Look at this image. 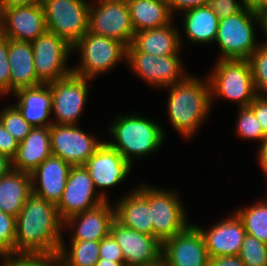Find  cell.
Instances as JSON below:
<instances>
[{"label":"cell","mask_w":267,"mask_h":266,"mask_svg":"<svg viewBox=\"0 0 267 266\" xmlns=\"http://www.w3.org/2000/svg\"><path fill=\"white\" fill-rule=\"evenodd\" d=\"M15 227L14 254L57 255L64 231L56 204L32 193Z\"/></svg>","instance_id":"obj_1"},{"label":"cell","mask_w":267,"mask_h":266,"mask_svg":"<svg viewBox=\"0 0 267 266\" xmlns=\"http://www.w3.org/2000/svg\"><path fill=\"white\" fill-rule=\"evenodd\" d=\"M202 79L189 74L183 81L164 88L169 90V121L178 134L189 140L195 137L198 128L206 122L213 107L209 80Z\"/></svg>","instance_id":"obj_2"},{"label":"cell","mask_w":267,"mask_h":266,"mask_svg":"<svg viewBox=\"0 0 267 266\" xmlns=\"http://www.w3.org/2000/svg\"><path fill=\"white\" fill-rule=\"evenodd\" d=\"M112 140L106 141L133 165V160L143 159L149 154L159 151L164 144L165 130L155 120L138 114H121L109 123ZM143 157V158H142Z\"/></svg>","instance_id":"obj_3"},{"label":"cell","mask_w":267,"mask_h":266,"mask_svg":"<svg viewBox=\"0 0 267 266\" xmlns=\"http://www.w3.org/2000/svg\"><path fill=\"white\" fill-rule=\"evenodd\" d=\"M255 24L261 27V17L251 7L220 20L215 39L221 51L217 60H247L262 43L257 40Z\"/></svg>","instance_id":"obj_4"},{"label":"cell","mask_w":267,"mask_h":266,"mask_svg":"<svg viewBox=\"0 0 267 266\" xmlns=\"http://www.w3.org/2000/svg\"><path fill=\"white\" fill-rule=\"evenodd\" d=\"M215 62L210 74L206 76L210 84L211 104L220 98L236 102L238 107H248L257 97L248 60Z\"/></svg>","instance_id":"obj_5"},{"label":"cell","mask_w":267,"mask_h":266,"mask_svg":"<svg viewBox=\"0 0 267 266\" xmlns=\"http://www.w3.org/2000/svg\"><path fill=\"white\" fill-rule=\"evenodd\" d=\"M73 51L80 53V61L78 66L72 67V73L90 80L110 72L119 62L127 61L125 44L89 31L72 46Z\"/></svg>","instance_id":"obj_6"},{"label":"cell","mask_w":267,"mask_h":266,"mask_svg":"<svg viewBox=\"0 0 267 266\" xmlns=\"http://www.w3.org/2000/svg\"><path fill=\"white\" fill-rule=\"evenodd\" d=\"M90 2L87 0H42L47 31L73 46L87 31Z\"/></svg>","instance_id":"obj_7"},{"label":"cell","mask_w":267,"mask_h":266,"mask_svg":"<svg viewBox=\"0 0 267 266\" xmlns=\"http://www.w3.org/2000/svg\"><path fill=\"white\" fill-rule=\"evenodd\" d=\"M176 190L149 185V208L153 236L163 244L184 231L191 223Z\"/></svg>","instance_id":"obj_8"},{"label":"cell","mask_w":267,"mask_h":266,"mask_svg":"<svg viewBox=\"0 0 267 266\" xmlns=\"http://www.w3.org/2000/svg\"><path fill=\"white\" fill-rule=\"evenodd\" d=\"M180 55L155 56L139 52L132 44L127 47V63L132 72L152 88L164 89L183 81L185 72ZM187 73V74H186Z\"/></svg>","instance_id":"obj_9"},{"label":"cell","mask_w":267,"mask_h":266,"mask_svg":"<svg viewBox=\"0 0 267 266\" xmlns=\"http://www.w3.org/2000/svg\"><path fill=\"white\" fill-rule=\"evenodd\" d=\"M90 79L74 73L49 83L52 93L53 124L78 125L89 95Z\"/></svg>","instance_id":"obj_10"},{"label":"cell","mask_w":267,"mask_h":266,"mask_svg":"<svg viewBox=\"0 0 267 266\" xmlns=\"http://www.w3.org/2000/svg\"><path fill=\"white\" fill-rule=\"evenodd\" d=\"M31 46L35 72L42 84H49L72 73V66L67 61L74 52L72 46L60 36L46 31L32 41Z\"/></svg>","instance_id":"obj_11"},{"label":"cell","mask_w":267,"mask_h":266,"mask_svg":"<svg viewBox=\"0 0 267 266\" xmlns=\"http://www.w3.org/2000/svg\"><path fill=\"white\" fill-rule=\"evenodd\" d=\"M88 31L120 41L129 47L135 31L127 2L121 0H96L90 2Z\"/></svg>","instance_id":"obj_12"},{"label":"cell","mask_w":267,"mask_h":266,"mask_svg":"<svg viewBox=\"0 0 267 266\" xmlns=\"http://www.w3.org/2000/svg\"><path fill=\"white\" fill-rule=\"evenodd\" d=\"M86 133L78 125L50 126L52 155L60 157L72 166L84 165L104 142Z\"/></svg>","instance_id":"obj_13"},{"label":"cell","mask_w":267,"mask_h":266,"mask_svg":"<svg viewBox=\"0 0 267 266\" xmlns=\"http://www.w3.org/2000/svg\"><path fill=\"white\" fill-rule=\"evenodd\" d=\"M95 189L94 183L84 165L72 166L59 202L56 204L62 221L94 208L106 201Z\"/></svg>","instance_id":"obj_14"},{"label":"cell","mask_w":267,"mask_h":266,"mask_svg":"<svg viewBox=\"0 0 267 266\" xmlns=\"http://www.w3.org/2000/svg\"><path fill=\"white\" fill-rule=\"evenodd\" d=\"M84 167L88 170L95 189L103 190H100V194L105 200H109L106 194L108 188L122 183L133 169V166L123 158V155L105 140L86 161Z\"/></svg>","instance_id":"obj_15"},{"label":"cell","mask_w":267,"mask_h":266,"mask_svg":"<svg viewBox=\"0 0 267 266\" xmlns=\"http://www.w3.org/2000/svg\"><path fill=\"white\" fill-rule=\"evenodd\" d=\"M110 235L122 249L125 266H149L162 259V244L154 236L127 228L116 219Z\"/></svg>","instance_id":"obj_16"},{"label":"cell","mask_w":267,"mask_h":266,"mask_svg":"<svg viewBox=\"0 0 267 266\" xmlns=\"http://www.w3.org/2000/svg\"><path fill=\"white\" fill-rule=\"evenodd\" d=\"M162 260L168 266H208L204 237L195 224L162 244Z\"/></svg>","instance_id":"obj_17"},{"label":"cell","mask_w":267,"mask_h":266,"mask_svg":"<svg viewBox=\"0 0 267 266\" xmlns=\"http://www.w3.org/2000/svg\"><path fill=\"white\" fill-rule=\"evenodd\" d=\"M46 31V18L41 3L3 8L2 36L32 42Z\"/></svg>","instance_id":"obj_18"},{"label":"cell","mask_w":267,"mask_h":266,"mask_svg":"<svg viewBox=\"0 0 267 266\" xmlns=\"http://www.w3.org/2000/svg\"><path fill=\"white\" fill-rule=\"evenodd\" d=\"M106 200L98 206L73 215L63 221V230L71 231L70 241H101L110 234L112 222L115 220V207Z\"/></svg>","instance_id":"obj_19"},{"label":"cell","mask_w":267,"mask_h":266,"mask_svg":"<svg viewBox=\"0 0 267 266\" xmlns=\"http://www.w3.org/2000/svg\"><path fill=\"white\" fill-rule=\"evenodd\" d=\"M131 190L113 203L115 219L127 228L153 236L149 185L142 183Z\"/></svg>","instance_id":"obj_20"},{"label":"cell","mask_w":267,"mask_h":266,"mask_svg":"<svg viewBox=\"0 0 267 266\" xmlns=\"http://www.w3.org/2000/svg\"><path fill=\"white\" fill-rule=\"evenodd\" d=\"M202 233L209 258L238 255L247 234L242 220L233 212L209 229L197 226Z\"/></svg>","instance_id":"obj_21"},{"label":"cell","mask_w":267,"mask_h":266,"mask_svg":"<svg viewBox=\"0 0 267 266\" xmlns=\"http://www.w3.org/2000/svg\"><path fill=\"white\" fill-rule=\"evenodd\" d=\"M71 167V164L60 157L51 155L31 173L32 193L57 204L65 189Z\"/></svg>","instance_id":"obj_22"},{"label":"cell","mask_w":267,"mask_h":266,"mask_svg":"<svg viewBox=\"0 0 267 266\" xmlns=\"http://www.w3.org/2000/svg\"><path fill=\"white\" fill-rule=\"evenodd\" d=\"M18 102L14 105L33 127L51 126L52 93L49 84L23 88L12 94Z\"/></svg>","instance_id":"obj_23"},{"label":"cell","mask_w":267,"mask_h":266,"mask_svg":"<svg viewBox=\"0 0 267 266\" xmlns=\"http://www.w3.org/2000/svg\"><path fill=\"white\" fill-rule=\"evenodd\" d=\"M52 155L50 126L34 127L19 143L12 159L14 170L31 174L44 160Z\"/></svg>","instance_id":"obj_24"},{"label":"cell","mask_w":267,"mask_h":266,"mask_svg":"<svg viewBox=\"0 0 267 266\" xmlns=\"http://www.w3.org/2000/svg\"><path fill=\"white\" fill-rule=\"evenodd\" d=\"M173 21L160 28L138 31L132 45L139 51L157 56L180 55L183 45L181 31Z\"/></svg>","instance_id":"obj_25"},{"label":"cell","mask_w":267,"mask_h":266,"mask_svg":"<svg viewBox=\"0 0 267 266\" xmlns=\"http://www.w3.org/2000/svg\"><path fill=\"white\" fill-rule=\"evenodd\" d=\"M8 61L12 94L19 89L42 85L35 72L31 42L8 38Z\"/></svg>","instance_id":"obj_26"},{"label":"cell","mask_w":267,"mask_h":266,"mask_svg":"<svg viewBox=\"0 0 267 266\" xmlns=\"http://www.w3.org/2000/svg\"><path fill=\"white\" fill-rule=\"evenodd\" d=\"M182 14L183 36L190 44L215 43L220 19L208 5L185 10Z\"/></svg>","instance_id":"obj_27"},{"label":"cell","mask_w":267,"mask_h":266,"mask_svg":"<svg viewBox=\"0 0 267 266\" xmlns=\"http://www.w3.org/2000/svg\"><path fill=\"white\" fill-rule=\"evenodd\" d=\"M32 194L31 174L12 169L0 177V210L17 216Z\"/></svg>","instance_id":"obj_28"},{"label":"cell","mask_w":267,"mask_h":266,"mask_svg":"<svg viewBox=\"0 0 267 266\" xmlns=\"http://www.w3.org/2000/svg\"><path fill=\"white\" fill-rule=\"evenodd\" d=\"M127 4L135 33L164 27L173 21L174 15L166 0H130Z\"/></svg>","instance_id":"obj_29"},{"label":"cell","mask_w":267,"mask_h":266,"mask_svg":"<svg viewBox=\"0 0 267 266\" xmlns=\"http://www.w3.org/2000/svg\"><path fill=\"white\" fill-rule=\"evenodd\" d=\"M67 241L62 239L57 253L59 266H95L99 260V241Z\"/></svg>","instance_id":"obj_30"},{"label":"cell","mask_w":267,"mask_h":266,"mask_svg":"<svg viewBox=\"0 0 267 266\" xmlns=\"http://www.w3.org/2000/svg\"><path fill=\"white\" fill-rule=\"evenodd\" d=\"M250 206L237 208L234 212L242 220L247 234L267 244V202L258 199Z\"/></svg>","instance_id":"obj_31"},{"label":"cell","mask_w":267,"mask_h":266,"mask_svg":"<svg viewBox=\"0 0 267 266\" xmlns=\"http://www.w3.org/2000/svg\"><path fill=\"white\" fill-rule=\"evenodd\" d=\"M258 97L267 98V45L261 43L247 59Z\"/></svg>","instance_id":"obj_32"},{"label":"cell","mask_w":267,"mask_h":266,"mask_svg":"<svg viewBox=\"0 0 267 266\" xmlns=\"http://www.w3.org/2000/svg\"><path fill=\"white\" fill-rule=\"evenodd\" d=\"M0 122L4 128L20 143L34 128L22 116L14 104H5L0 110Z\"/></svg>","instance_id":"obj_33"},{"label":"cell","mask_w":267,"mask_h":266,"mask_svg":"<svg viewBox=\"0 0 267 266\" xmlns=\"http://www.w3.org/2000/svg\"><path fill=\"white\" fill-rule=\"evenodd\" d=\"M238 114L235 132L241 139L259 141V144L267 136L249 107H238Z\"/></svg>","instance_id":"obj_34"},{"label":"cell","mask_w":267,"mask_h":266,"mask_svg":"<svg viewBox=\"0 0 267 266\" xmlns=\"http://www.w3.org/2000/svg\"><path fill=\"white\" fill-rule=\"evenodd\" d=\"M238 256L246 266H267V244L246 234Z\"/></svg>","instance_id":"obj_35"},{"label":"cell","mask_w":267,"mask_h":266,"mask_svg":"<svg viewBox=\"0 0 267 266\" xmlns=\"http://www.w3.org/2000/svg\"><path fill=\"white\" fill-rule=\"evenodd\" d=\"M1 266H59L57 255L1 254Z\"/></svg>","instance_id":"obj_36"},{"label":"cell","mask_w":267,"mask_h":266,"mask_svg":"<svg viewBox=\"0 0 267 266\" xmlns=\"http://www.w3.org/2000/svg\"><path fill=\"white\" fill-rule=\"evenodd\" d=\"M16 217L0 210V255L14 253Z\"/></svg>","instance_id":"obj_37"},{"label":"cell","mask_w":267,"mask_h":266,"mask_svg":"<svg viewBox=\"0 0 267 266\" xmlns=\"http://www.w3.org/2000/svg\"><path fill=\"white\" fill-rule=\"evenodd\" d=\"M8 61V38L0 34V95L11 94V72Z\"/></svg>","instance_id":"obj_38"},{"label":"cell","mask_w":267,"mask_h":266,"mask_svg":"<svg viewBox=\"0 0 267 266\" xmlns=\"http://www.w3.org/2000/svg\"><path fill=\"white\" fill-rule=\"evenodd\" d=\"M207 5L220 20L237 14L246 7L243 0H209Z\"/></svg>","instance_id":"obj_39"},{"label":"cell","mask_w":267,"mask_h":266,"mask_svg":"<svg viewBox=\"0 0 267 266\" xmlns=\"http://www.w3.org/2000/svg\"><path fill=\"white\" fill-rule=\"evenodd\" d=\"M99 259L125 263L121 247L110 234L99 241Z\"/></svg>","instance_id":"obj_40"},{"label":"cell","mask_w":267,"mask_h":266,"mask_svg":"<svg viewBox=\"0 0 267 266\" xmlns=\"http://www.w3.org/2000/svg\"><path fill=\"white\" fill-rule=\"evenodd\" d=\"M19 142L4 128L0 122V154L13 159L17 153Z\"/></svg>","instance_id":"obj_41"},{"label":"cell","mask_w":267,"mask_h":266,"mask_svg":"<svg viewBox=\"0 0 267 266\" xmlns=\"http://www.w3.org/2000/svg\"><path fill=\"white\" fill-rule=\"evenodd\" d=\"M248 107L258 119L263 132L267 135V98L256 97Z\"/></svg>","instance_id":"obj_42"},{"label":"cell","mask_w":267,"mask_h":266,"mask_svg":"<svg viewBox=\"0 0 267 266\" xmlns=\"http://www.w3.org/2000/svg\"><path fill=\"white\" fill-rule=\"evenodd\" d=\"M169 9L173 13L178 11H185L194 7L207 5L209 0H166Z\"/></svg>","instance_id":"obj_43"},{"label":"cell","mask_w":267,"mask_h":266,"mask_svg":"<svg viewBox=\"0 0 267 266\" xmlns=\"http://www.w3.org/2000/svg\"><path fill=\"white\" fill-rule=\"evenodd\" d=\"M208 266H246L238 255L209 258Z\"/></svg>","instance_id":"obj_44"},{"label":"cell","mask_w":267,"mask_h":266,"mask_svg":"<svg viewBox=\"0 0 267 266\" xmlns=\"http://www.w3.org/2000/svg\"><path fill=\"white\" fill-rule=\"evenodd\" d=\"M258 148V156L257 160L259 161V166L261 167V171H263L265 178H267V136L264 138V140L260 143Z\"/></svg>","instance_id":"obj_45"},{"label":"cell","mask_w":267,"mask_h":266,"mask_svg":"<svg viewBox=\"0 0 267 266\" xmlns=\"http://www.w3.org/2000/svg\"><path fill=\"white\" fill-rule=\"evenodd\" d=\"M12 169V159L4 154H0V177L8 174Z\"/></svg>","instance_id":"obj_46"},{"label":"cell","mask_w":267,"mask_h":266,"mask_svg":"<svg viewBox=\"0 0 267 266\" xmlns=\"http://www.w3.org/2000/svg\"><path fill=\"white\" fill-rule=\"evenodd\" d=\"M42 0H1L2 7L8 8L12 6L32 5L41 3Z\"/></svg>","instance_id":"obj_47"},{"label":"cell","mask_w":267,"mask_h":266,"mask_svg":"<svg viewBox=\"0 0 267 266\" xmlns=\"http://www.w3.org/2000/svg\"><path fill=\"white\" fill-rule=\"evenodd\" d=\"M95 266H125V263L109 261L106 259H99Z\"/></svg>","instance_id":"obj_48"},{"label":"cell","mask_w":267,"mask_h":266,"mask_svg":"<svg viewBox=\"0 0 267 266\" xmlns=\"http://www.w3.org/2000/svg\"><path fill=\"white\" fill-rule=\"evenodd\" d=\"M255 11L261 18L267 14V0H262L261 3L255 8Z\"/></svg>","instance_id":"obj_49"},{"label":"cell","mask_w":267,"mask_h":266,"mask_svg":"<svg viewBox=\"0 0 267 266\" xmlns=\"http://www.w3.org/2000/svg\"><path fill=\"white\" fill-rule=\"evenodd\" d=\"M261 29H262L261 31H263L264 34L266 35V36H264V37L267 38V14H265V15L261 18ZM262 43L265 44V45H267V39H266V40H263Z\"/></svg>","instance_id":"obj_50"},{"label":"cell","mask_w":267,"mask_h":266,"mask_svg":"<svg viewBox=\"0 0 267 266\" xmlns=\"http://www.w3.org/2000/svg\"><path fill=\"white\" fill-rule=\"evenodd\" d=\"M262 0H243L246 7L256 8Z\"/></svg>","instance_id":"obj_51"},{"label":"cell","mask_w":267,"mask_h":266,"mask_svg":"<svg viewBox=\"0 0 267 266\" xmlns=\"http://www.w3.org/2000/svg\"><path fill=\"white\" fill-rule=\"evenodd\" d=\"M2 26H3V7H2L1 0H0V32H1Z\"/></svg>","instance_id":"obj_52"},{"label":"cell","mask_w":267,"mask_h":266,"mask_svg":"<svg viewBox=\"0 0 267 266\" xmlns=\"http://www.w3.org/2000/svg\"><path fill=\"white\" fill-rule=\"evenodd\" d=\"M149 266H168V265L161 259L159 262Z\"/></svg>","instance_id":"obj_53"}]
</instances>
